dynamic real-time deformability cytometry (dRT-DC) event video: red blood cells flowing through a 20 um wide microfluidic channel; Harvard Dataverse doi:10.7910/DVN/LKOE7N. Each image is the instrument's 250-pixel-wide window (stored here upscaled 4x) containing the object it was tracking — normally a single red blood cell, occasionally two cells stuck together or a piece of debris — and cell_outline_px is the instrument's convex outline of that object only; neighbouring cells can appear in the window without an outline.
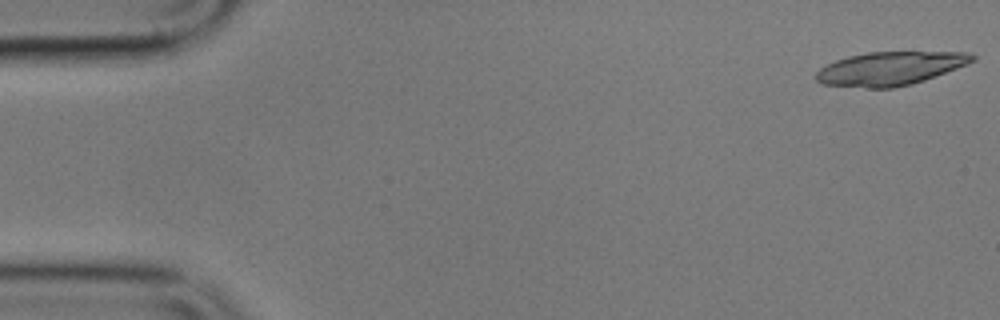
{"species": "common noctule bat (a hibernating species)", "species_latin": "Nyctalus noctula", "temperature_condition": "cold", "stored_images_in_passage": 5, "camera_frame_rate_fps": 3000, "um_per_image_px": 0.085, "animal": {"sex": "male", "body_mass_g": 17.9}, "frame": {"image": 1, "passage_image": 1, "time_ms": 0.0, "image_size_px": [1000, 320], "cell_outline_px": [[976, 60], [968, 64], [924, 80], [912, 84], [892, 88], [864, 88], [824, 84], [816, 80], [816, 72], [820, 68], [836, 60], [848, 56], [868, 52], [968, 52], [976, 56]], "centroid_in_image_um": [75.68, 5.82], "position_along_channel_um": 9.3, "area_um2": 30.46}}